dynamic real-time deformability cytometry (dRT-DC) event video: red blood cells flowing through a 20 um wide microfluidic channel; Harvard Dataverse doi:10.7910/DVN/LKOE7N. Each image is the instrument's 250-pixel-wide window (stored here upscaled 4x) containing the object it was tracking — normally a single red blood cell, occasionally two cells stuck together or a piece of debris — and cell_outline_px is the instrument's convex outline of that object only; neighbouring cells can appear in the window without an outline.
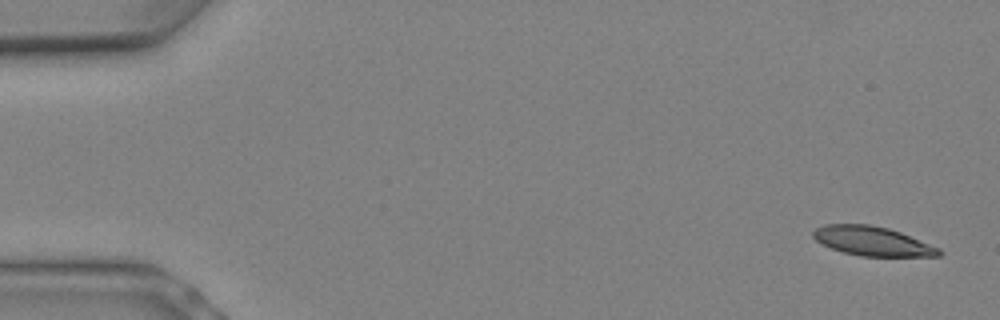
{"species": "Egyptian fruit bat (a non-hibernating species)", "species_latin": "Rousettus aegyptiacus", "temperature_condition": "warm", "stored_images_in_passage": 11, "camera_frame_rate_fps": 3000, "um_per_image_px": 0.085, "animal": {"sex": "female"}, "frame": {"image": 1, "passage_image": 1, "time_ms": 0.0, "image_size_px": [1000, 320], "cell_outline_px": [[944, 252], [940, 256], [860, 256], [844, 252], [832, 248], [816, 240], [812, 236], [812, 232], [816, 228], [824, 224], [868, 224], [888, 228], [900, 232], [940, 248]], "centroid_in_image_um": [74.17, 20.49], "position_along_channel_um": 10.8, "area_um2": 21.33}}
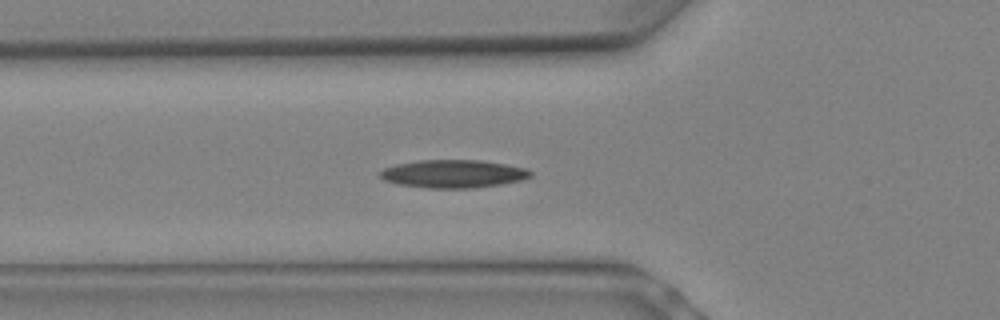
{"frame": {"image": 2, "passage_image": 8, "time_ms": 2.333, "image_size_px": [1000, 320], "cell_outline_px": [[532, 176], [520, 180], [500, 184], [472, 188], [428, 188], [400, 184], [384, 180], [380, 176], [380, 172], [384, 168], [396, 164], [420, 160], [480, 160], [508, 164], [524, 168], [532, 172]], "centroid_in_image_um": [38.53, 14.77], "position_along_channel_um": 87.3, "area_um2": 24.39}}
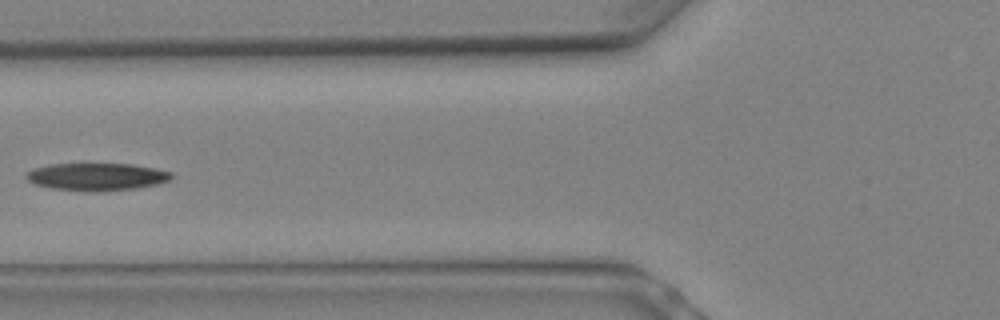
{"frame": {"image": 3, "passage_image": 9, "time_ms": 2.667, "image_size_px": [1000, 320], "cell_outline_px": [[172, 180], [156, 184], [136, 188], [52, 188], [36, 184], [28, 180], [24, 176], [32, 168], [48, 164], [132, 164], [156, 168], [172, 172]], "centroid_in_image_um": [8.25, 14.96], "position_along_channel_um": 117.6, "area_um2": 22.08}}